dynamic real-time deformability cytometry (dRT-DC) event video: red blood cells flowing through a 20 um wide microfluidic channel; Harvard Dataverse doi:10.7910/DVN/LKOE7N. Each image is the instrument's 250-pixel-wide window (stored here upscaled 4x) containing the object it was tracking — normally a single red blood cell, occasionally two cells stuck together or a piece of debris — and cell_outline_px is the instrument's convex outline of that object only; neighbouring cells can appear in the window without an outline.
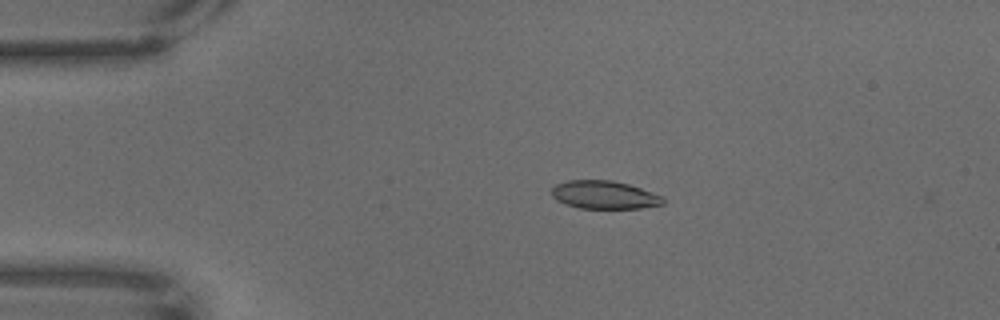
{"species": "common noctule bat (a hibernating species)", "species_latin": "Nyctalus noctula", "temperature_condition": "warm", "stored_images_in_passage": 68, "camera_frame_rate_fps": 3000, "um_per_image_px": 0.085, "animal": {"sex": "male", "body_mass_g": 18.8}, "frame": {"image": 1, "passage_image": 14, "time_ms": 4.333, "image_size_px": [1000, 320], "cell_outline_px": [[664, 204], [640, 208], [580, 208], [556, 200], [552, 196], [552, 188], [556, 184], [568, 180], [612, 180], [628, 184], [640, 188], [660, 196], [664, 200]], "centroid_in_image_um": [51.34, 16.56], "position_along_channel_um": 33.7, "area_um2": 17.98}}
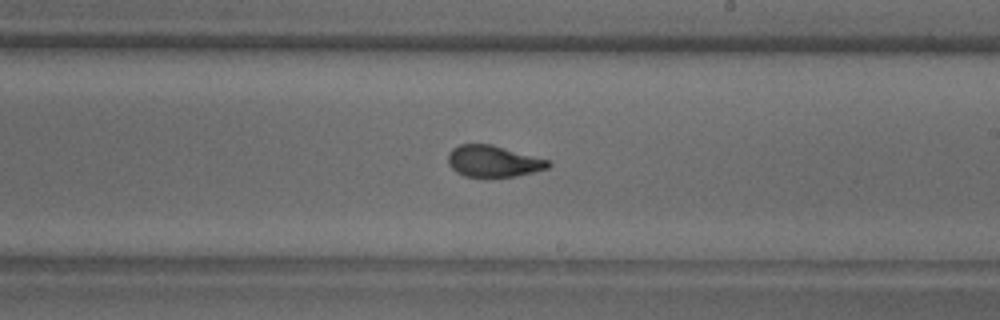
{"frame": {"image": 2, "passage_image": 40, "time_ms": 13.0, "image_size_px": [1000, 320], "cell_outline_px": [[552, 164], [548, 168], [516, 176], [464, 176], [456, 172], [448, 164], [448, 152], [452, 148], [460, 144], [492, 144], [552, 160]], "centroid_in_image_um": [41.95, 13.68], "position_along_channel_um": 247.0, "area_um2": 18.5}}
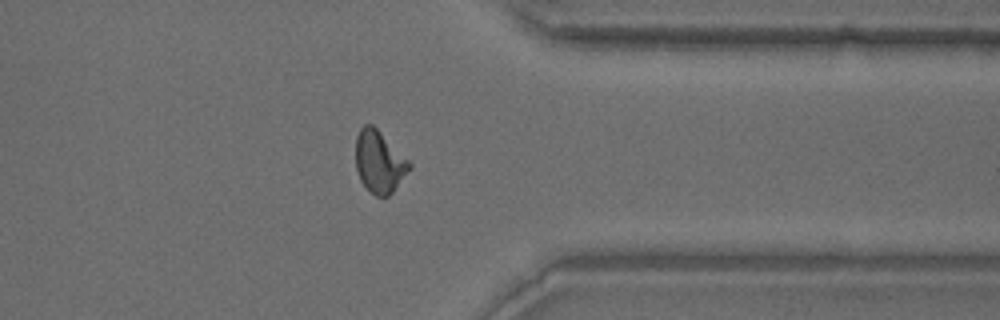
{"frame": {"image": 3, "passage_image": 54, "time_ms": 17.667, "image_size_px": [1000, 320], "cell_outline_px": [[412, 168], [392, 192], [388, 196], [376, 196], [360, 180], [356, 168], [356, 136], [360, 128], [364, 124], [372, 124], [412, 164]], "centroid_in_image_um": [32.23, 13.75], "position_along_channel_um": 379.2, "area_um2": 19.13}}